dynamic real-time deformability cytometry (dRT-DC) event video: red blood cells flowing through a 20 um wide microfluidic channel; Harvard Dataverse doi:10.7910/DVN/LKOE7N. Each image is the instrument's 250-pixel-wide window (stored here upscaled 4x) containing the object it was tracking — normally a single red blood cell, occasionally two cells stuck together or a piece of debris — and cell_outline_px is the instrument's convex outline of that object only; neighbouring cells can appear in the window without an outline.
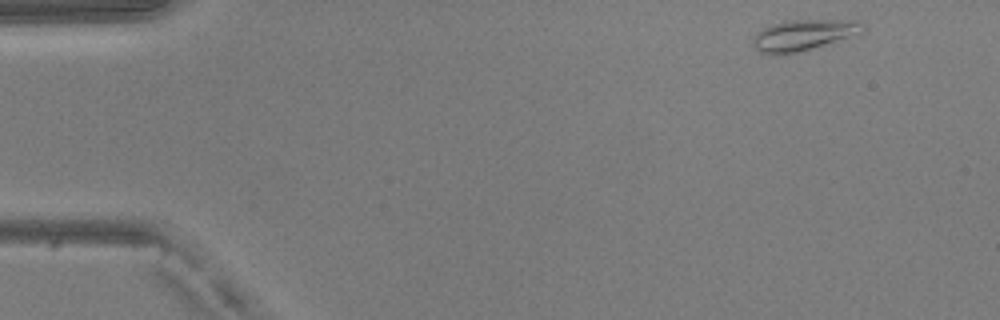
{"species": "common noctule bat (a hibernating species)", "species_latin": "Nyctalus noctula", "temperature_condition": "warm", "stored_images_in_passage": 46, "camera_frame_rate_fps": 3000, "um_per_image_px": 0.085, "animal": {"sex": "male", "body_mass_g": 20.5, "forearm_length_mm": 52.5}, "frame": {"image": 1, "passage_image": 1, "time_ms": 0.0, "image_size_px": [1000, 320], "cell_outline_px": [[868, 28], [864, 32], [796, 52], [760, 52], [756, 48], [752, 40], [756, 32], [772, 24], [784, 20], [856, 20], [864, 24]], "centroid_in_image_um": [68.35, 2.92], "position_along_channel_um": 16.7, "area_um2": 19.13}}
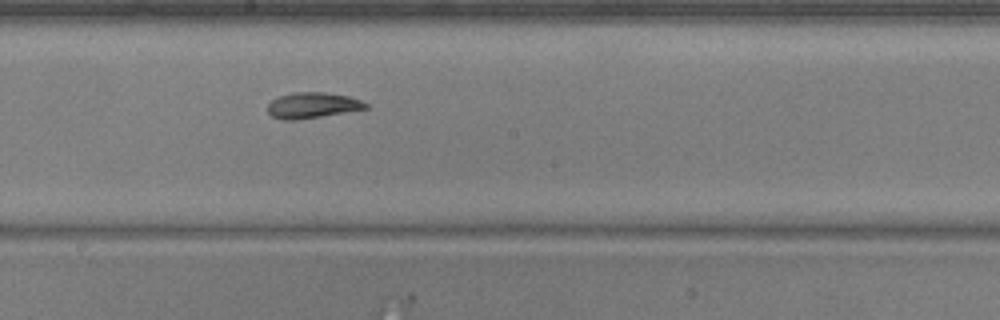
{"frame": {"image": 2, "passage_image": 24, "time_ms": 7.667, "image_size_px": [1000, 320], "cell_outline_px": [[368, 108], [296, 120], [284, 120], [272, 116], [268, 112], [268, 104], [276, 96], [292, 92], [324, 92], [348, 96], [360, 100], [368, 104]], "centroid_in_image_um": [26.51, 8.94], "position_along_channel_um": 221.7, "area_um2": 14.62}}
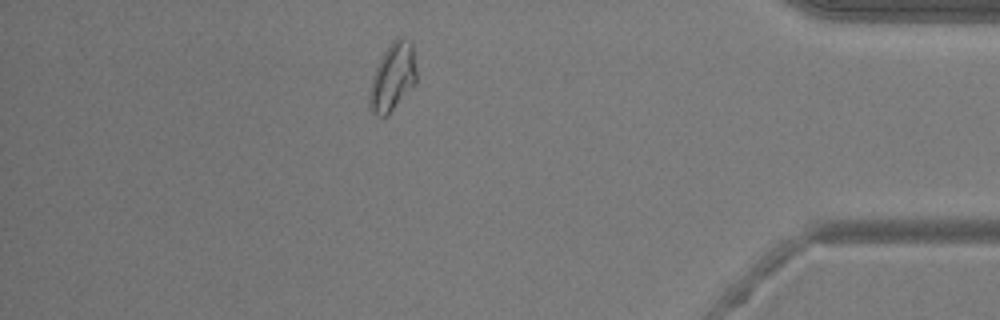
{"frame": {"image": 3, "passage_image": 40, "time_ms": 13.0, "image_size_px": [1000, 320], "cell_outline_px": [[416, 84], [388, 116], [376, 116], [368, 108], [368, 92], [372, 76], [376, 64], [392, 40], [396, 36], [400, 36], [412, 44], [416, 68]], "centroid_in_image_um": [33.35, 6.59], "position_along_channel_um": 401.9, "area_um2": 19.07}, "authors_computed_cell_mechanics": {"area_um2": 16.2707, "velocity_mm_per_s": 4.0893, "shape_relaxation_time_tau1_ms": 3.9523, "shape_relaxation_time_tau2_ms": 2.1047, "deformation_change_tau1": 0.1657, "deformation_change_tau2": 0.0827}}